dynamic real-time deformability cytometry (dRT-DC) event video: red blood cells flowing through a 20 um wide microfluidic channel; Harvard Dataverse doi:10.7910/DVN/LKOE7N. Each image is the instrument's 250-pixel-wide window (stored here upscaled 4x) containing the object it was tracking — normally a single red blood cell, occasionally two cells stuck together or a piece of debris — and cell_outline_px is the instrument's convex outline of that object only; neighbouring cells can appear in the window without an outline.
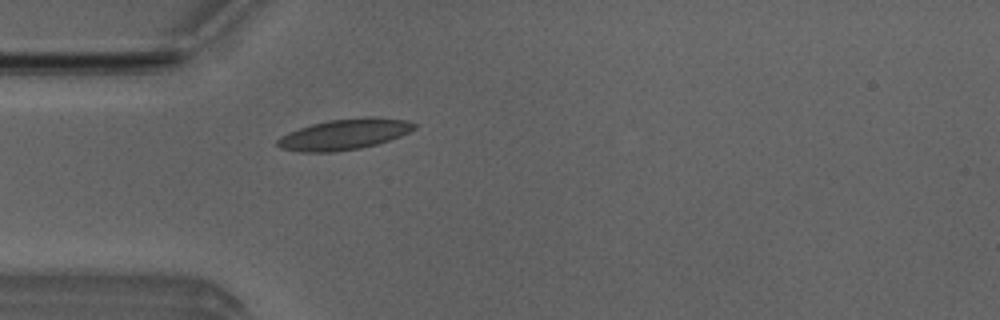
{"species": "Egyptian fruit bat (a non-hibernating species)", "species_latin": "Rousettus aegyptiacus", "temperature_condition": "room temperature", "stored_images_in_passage": 38, "camera_frame_rate_fps": 3000, "um_per_image_px": 0.085, "animal": {"sex": "male"}, "frame": {"image": 1, "passage_image": 1, "time_ms": 0.0, "image_size_px": [1000, 320], "cell_outline_px": [[416, 128], [400, 136], [376, 144], [360, 148], [332, 152], [300, 152], [280, 148], [276, 144], [276, 140], [280, 136], [288, 132], [312, 124], [328, 120], [364, 116], [376, 116], [408, 120], [416, 124]], "centroid_in_image_um": [29.26, 11.4], "position_along_channel_um": 55.7, "area_um2": 24.68}}
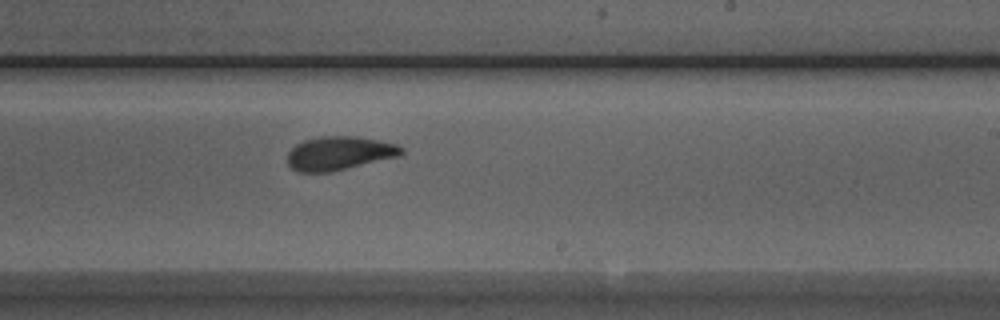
{"frame": {"image": 2, "passage_image": 17, "time_ms": 5.333, "image_size_px": [1000, 320], "cell_outline_px": [[404, 152], [400, 156], [332, 172], [296, 172], [288, 164], [288, 152], [296, 144], [304, 140], [320, 136], [356, 136], [396, 144], [404, 148]], "centroid_in_image_um": [28.84, 13.03], "position_along_channel_um": 260.2, "area_um2": 22.48}}
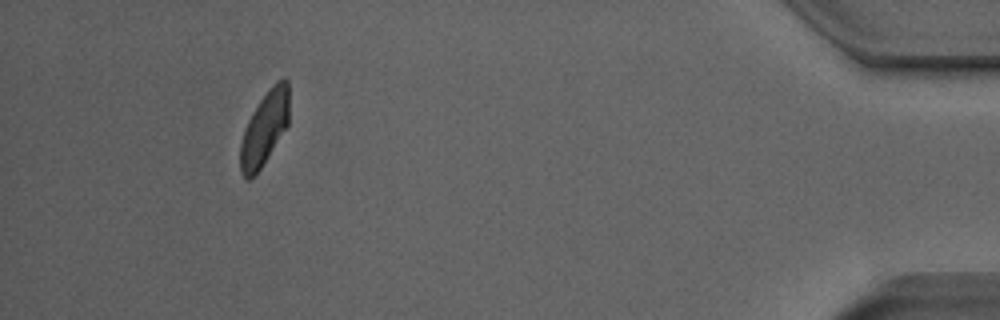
{"frame": {"image": 3, "passage_image": 34, "time_ms": 11.0, "image_size_px": [1000, 320], "cell_outline_px": [[288, 124], [260, 168], [248, 180], [240, 172], [240, 144], [244, 128], [252, 112], [260, 100], [272, 84], [276, 80], [284, 76], [288, 80]], "centroid_in_image_um": [22.47, 10.85], "position_along_channel_um": 412.7, "area_um2": 20.69}, "authors_computed_cell_mechanics": {"area_um2": 22.3108, "velocity_mm_per_s": 3.9131, "shape_relaxation_time_tau1_ms": 4.1053, "shape_relaxation_time_tau2_ms": 2.0932, "deformation_change_tau1": 0.14, "deformation_change_tau2": 0.0816}}